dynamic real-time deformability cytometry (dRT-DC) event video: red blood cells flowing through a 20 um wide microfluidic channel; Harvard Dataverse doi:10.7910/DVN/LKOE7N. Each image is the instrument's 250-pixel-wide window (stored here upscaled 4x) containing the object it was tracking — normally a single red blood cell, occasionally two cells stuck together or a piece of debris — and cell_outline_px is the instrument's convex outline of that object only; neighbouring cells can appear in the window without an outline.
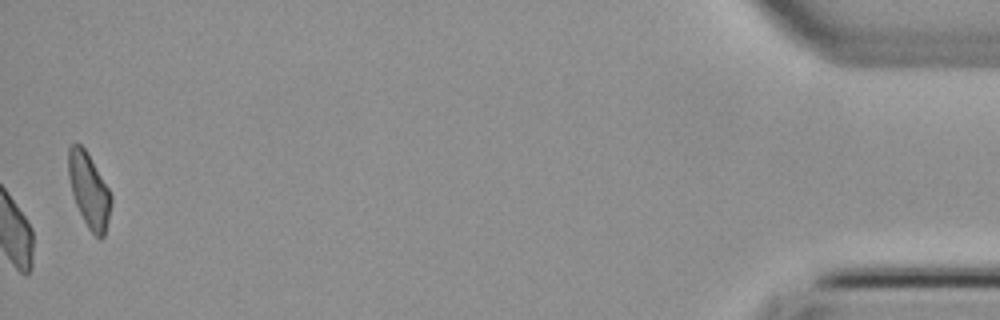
{"species": "common noctule bat (a hibernating species)", "species_latin": "Nyctalus noctula", "temperature_condition": "cold", "stored_images_in_passage": 49, "camera_frame_rate_fps": 3000, "um_per_image_px": 0.085, "animal": {"sex": "female", "body_mass_g": 22.7, "forearm_length_mm": 54.2}, "frame": {"image": 1, "passage_image": 49, "time_ms": 16.0, "image_size_px": [1000, 320], "cell_outline_px": [[112, 204], [104, 236], [100, 240], [88, 228], [76, 204], [72, 192], [68, 176], [68, 148], [72, 144], [80, 144], [84, 148], [108, 188], [112, 196]], "centroid_in_image_um": [7.57, 16.19], "position_along_channel_um": 427.6, "area_um2": 18.21}}